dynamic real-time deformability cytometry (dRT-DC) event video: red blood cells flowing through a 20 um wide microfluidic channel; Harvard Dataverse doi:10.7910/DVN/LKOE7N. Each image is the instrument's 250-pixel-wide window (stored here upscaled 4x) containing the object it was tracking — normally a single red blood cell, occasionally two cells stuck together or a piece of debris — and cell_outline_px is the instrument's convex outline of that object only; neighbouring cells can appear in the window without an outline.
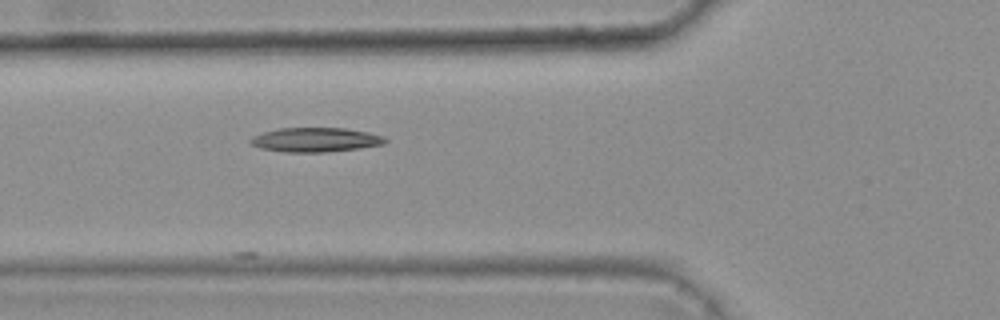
{"species": "common noctule bat (a hibernating species)", "species_latin": "Nyctalus noctula", "temperature_condition": "warm", "stored_images_in_passage": 4, "camera_frame_rate_fps": 3000, "um_per_image_px": 0.085, "animal": {"sex": "female", "body_mass_g": 25.1}, "frame": {"image": 1, "passage_image": 4, "time_ms": 1.0, "image_size_px": [1000, 320], "cell_outline_px": [[388, 140], [384, 144], [360, 148], [324, 152], [284, 152], [260, 148], [252, 144], [248, 140], [252, 136], [264, 132], [280, 128], [344, 128], [368, 132], [384, 136]], "centroid_in_image_um": [26.82, 11.88], "position_along_channel_um": 99.0, "area_um2": 19.07}}